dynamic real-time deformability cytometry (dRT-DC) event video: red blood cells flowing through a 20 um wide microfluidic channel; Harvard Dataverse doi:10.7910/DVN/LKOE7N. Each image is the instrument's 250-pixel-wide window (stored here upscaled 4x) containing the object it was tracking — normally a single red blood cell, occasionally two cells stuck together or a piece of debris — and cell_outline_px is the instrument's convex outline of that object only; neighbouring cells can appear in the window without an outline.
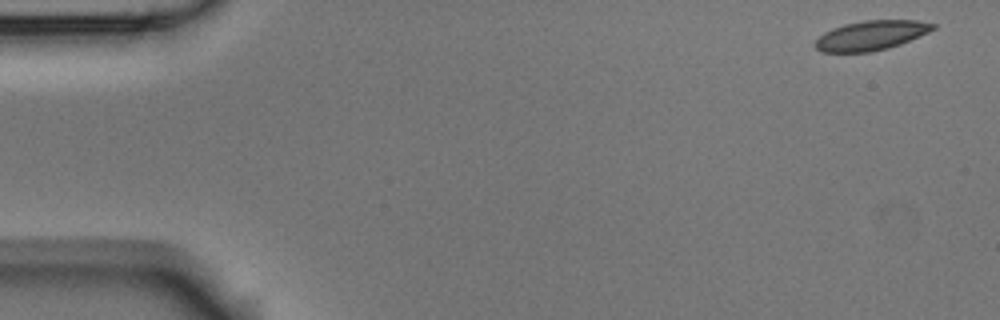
{"species": "Egyptian fruit bat (a non-hibernating species)", "species_latin": "Rousettus aegyptiacus", "temperature_condition": "room temperature", "stored_images_in_passage": 5, "camera_frame_rate_fps": 3000, "um_per_image_px": 0.085, "animal": {"sex": "male"}, "frame": {"image": 1, "passage_image": 1, "time_ms": 0.0, "image_size_px": [1000, 320], "cell_outline_px": [[936, 28], [928, 32], [900, 44], [888, 48], [872, 52], [820, 52], [812, 44], [824, 32], [832, 28], [844, 24], [864, 20], [916, 20], [936, 24]], "centroid_in_image_um": [74.01, 3.01], "position_along_channel_um": 11.0, "area_um2": 20.35}}
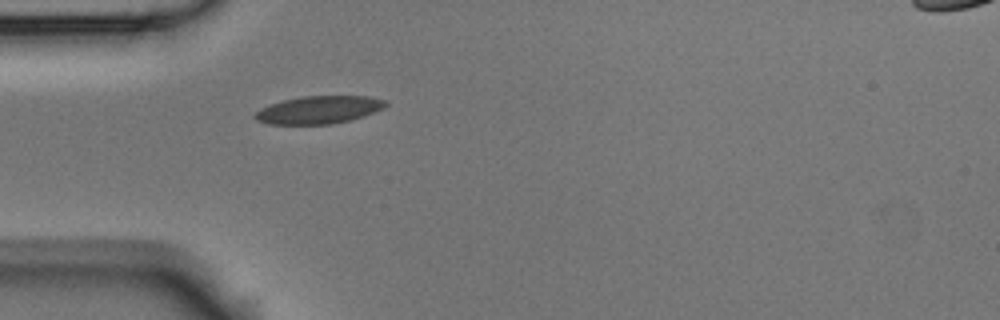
{"frame": {"image": 2, "passage_image": 5, "time_ms": 4.667, "image_size_px": [1000, 320], "cell_outline_px": [[388, 104], [384, 108], [364, 116], [352, 120], [332, 124], [268, 124], [256, 120], [252, 116], [260, 108], [284, 100], [300, 96], [368, 96], [388, 100]], "centroid_in_image_um": [27.13, 9.33], "position_along_channel_um": 57.9, "area_um2": 21.27}}